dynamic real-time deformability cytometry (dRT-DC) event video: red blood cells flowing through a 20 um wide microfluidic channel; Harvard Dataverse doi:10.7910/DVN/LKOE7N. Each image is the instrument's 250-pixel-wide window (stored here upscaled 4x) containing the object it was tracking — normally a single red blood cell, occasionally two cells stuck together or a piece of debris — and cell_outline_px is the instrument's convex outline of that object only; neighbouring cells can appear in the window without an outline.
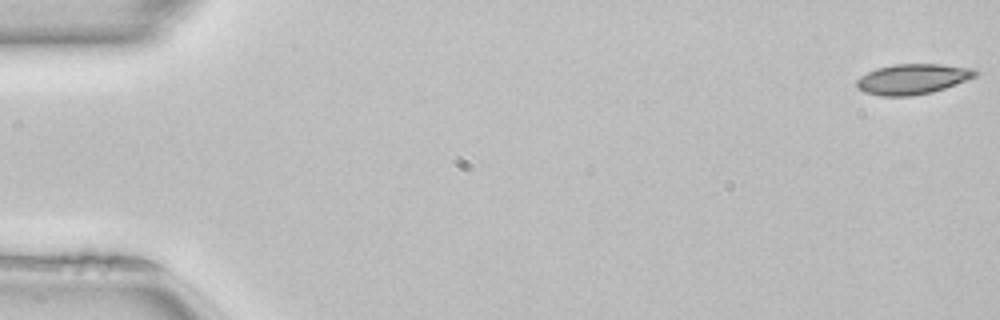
{"species": "common noctule bat (a hibernating species)", "species_latin": "Nyctalus noctula", "temperature_condition": "room temperature", "stored_images_in_passage": 51, "camera_frame_rate_fps": 3000, "um_per_image_px": 0.085, "animal": {"sex": "female", "body_mass_g": 22.7, "forearm_length_mm": 54.2}, "frame": {"image": 1, "passage_image": 1, "time_ms": 0.0, "image_size_px": [1000, 320], "cell_outline_px": [[980, 72], [976, 76], [944, 88], [932, 92], [912, 96], [880, 96], [864, 92], [856, 88], [856, 80], [860, 76], [876, 68], [896, 64], [940, 64], [972, 68]], "centroid_in_image_um": [77.54, 6.72], "position_along_channel_um": 7.5, "area_um2": 20.98}}
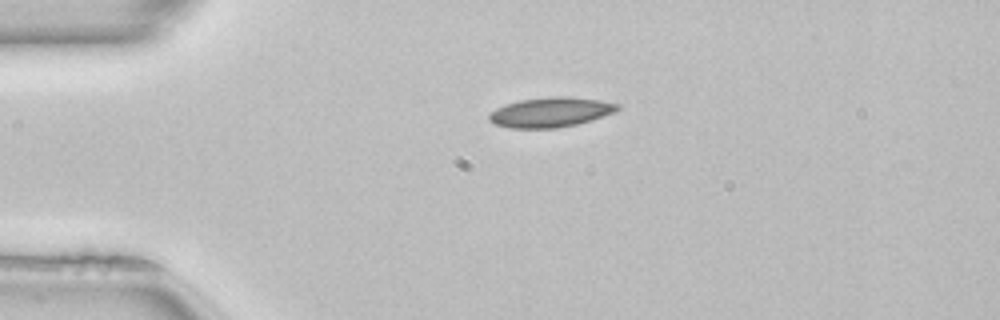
{"frame": {"image": 2, "passage_image": 12, "time_ms": 3.667, "image_size_px": [1000, 320], "cell_outline_px": [[620, 108], [612, 112], [592, 120], [576, 124], [556, 128], [512, 128], [496, 124], [488, 120], [488, 112], [504, 104], [520, 100], [552, 96], [568, 96], [600, 100], [620, 104]], "centroid_in_image_um": [46.76, 9.53], "position_along_channel_um": 38.2, "area_um2": 22.31}}
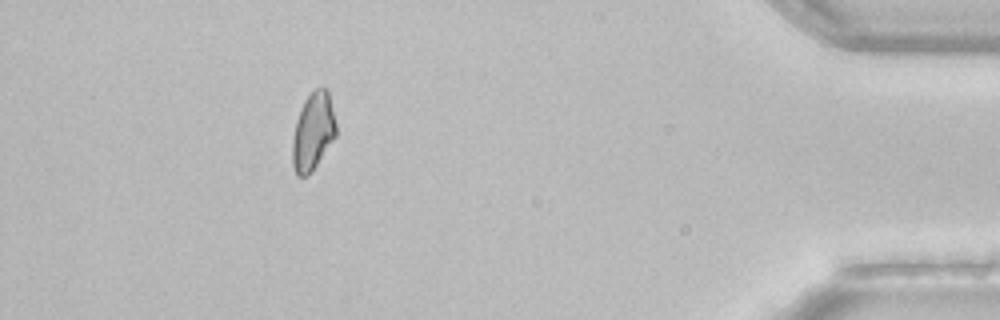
{"frame": {"image": 3, "passage_image": 46, "time_ms": 15.0, "image_size_px": [1000, 320], "cell_outline_px": [[336, 136], [312, 172], [308, 176], [296, 176], [292, 164], [292, 140], [296, 120], [300, 108], [304, 100], [316, 88], [328, 88], [336, 124]], "centroid_in_image_um": [26.6, 11.2], "position_along_channel_um": 408.6, "area_um2": 19.94}, "authors_computed_cell_mechanics": {"area_um2": 20.6346, "velocity_mm_per_s": 4.0535, "shape_relaxation_time_tau1_ms": 5.9406, "shape_relaxation_time_tau2_ms": null, "deformation_change_tau1": 0.1219, "deformation_change_tau2": null}}